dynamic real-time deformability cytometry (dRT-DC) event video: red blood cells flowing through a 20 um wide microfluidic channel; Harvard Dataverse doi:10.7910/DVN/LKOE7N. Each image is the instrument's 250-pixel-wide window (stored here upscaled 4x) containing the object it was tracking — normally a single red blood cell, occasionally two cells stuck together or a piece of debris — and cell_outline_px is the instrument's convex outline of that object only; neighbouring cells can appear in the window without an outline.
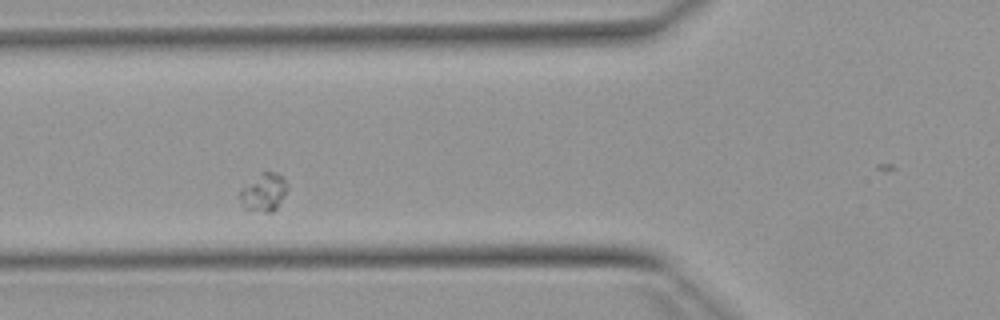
{"species": "Egyptian fruit bat (a non-hibernating species)", "species_latin": "Rousettus aegyptiacus", "temperature_condition": "warm", "stored_images_in_passage": 25, "camera_frame_rate_fps": 3000, "um_per_image_px": 0.085, "animal": {"sex": "female"}, "frame": {"image": 1, "passage_image": 8, "time_ms": 2.333, "image_size_px": [1000, 320], "cell_outline_px": [[288, 188], [284, 196], [276, 208], [272, 212], [264, 212], [244, 208], [240, 200], [240, 188], [260, 172], [276, 172], [284, 176], [288, 184]], "centroid_in_image_um": [22.43, 16.31], "position_along_channel_um": 103.4, "area_um2": 10.64}}
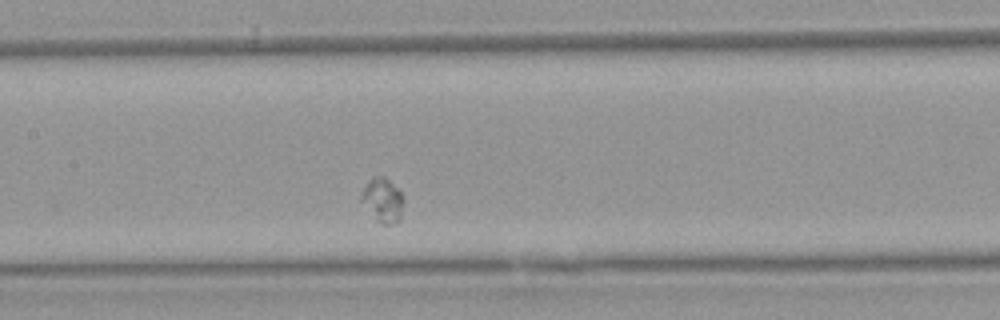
{"frame": {"image": 2, "passage_image": 14, "time_ms": 4.333, "image_size_px": [1000, 320], "cell_outline_px": [[404, 200], [400, 220], [392, 224], [384, 224], [376, 220], [360, 200], [360, 192], [368, 180], [376, 176], [384, 176], [404, 196]], "centroid_in_image_um": [32.52, 17.01], "position_along_channel_um": 174.9, "area_um2": 10.87}}
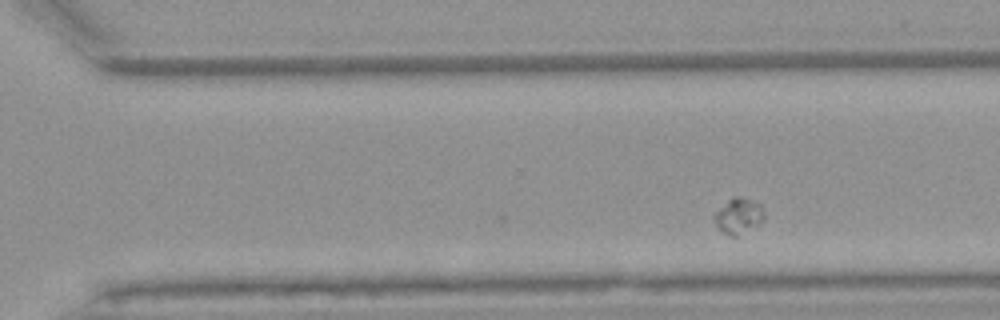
{"frame": {"image": 3, "passage_image": 25, "time_ms": 8.0, "image_size_px": [1000, 320], "cell_outline_px": [[764, 220], [756, 228], [736, 236], [728, 236], [716, 228], [712, 216], [732, 196], [740, 196], [752, 200], [760, 204], [764, 212]], "centroid_in_image_um": [62.77, 18.38], "position_along_channel_um": 307.8, "area_um2": 10.69}}